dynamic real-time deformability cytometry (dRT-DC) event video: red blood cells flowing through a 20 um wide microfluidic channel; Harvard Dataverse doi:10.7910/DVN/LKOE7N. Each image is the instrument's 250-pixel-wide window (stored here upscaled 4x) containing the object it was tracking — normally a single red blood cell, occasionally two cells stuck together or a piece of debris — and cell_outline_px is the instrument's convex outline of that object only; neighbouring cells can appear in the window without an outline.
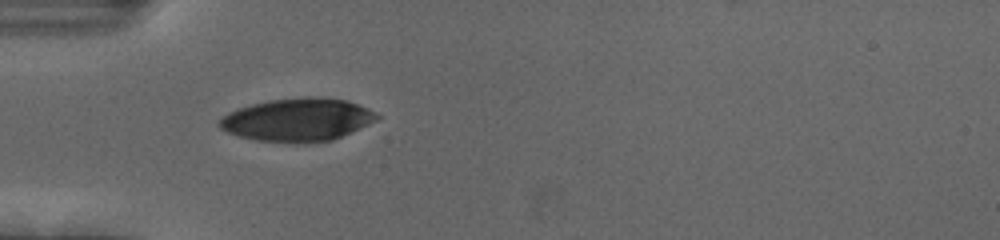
{"species": "human", "species_latin": "Homo sapiens", "temperature_condition": "cold", "stored_images_in_passage": 39, "camera_frame_rate_fps": 3000, "um_per_image_px": 0.085, "donor": {"sex": "female"}, "frame": {"image": 1, "passage_image": 1, "time_ms": 0.0, "image_size_px": [1000, 240], "cell_outline_px": [[380, 116], [376, 120], [368, 124], [332, 140], [296, 144], [292, 144], [256, 140], [240, 136], [228, 132], [220, 128], [216, 124], [228, 112], [252, 104], [272, 100], [308, 96], [316, 96], [348, 100]], "centroid_in_image_um": [25.26, 10.19], "position_along_channel_um": 59.7, "area_um2": 39.19}}
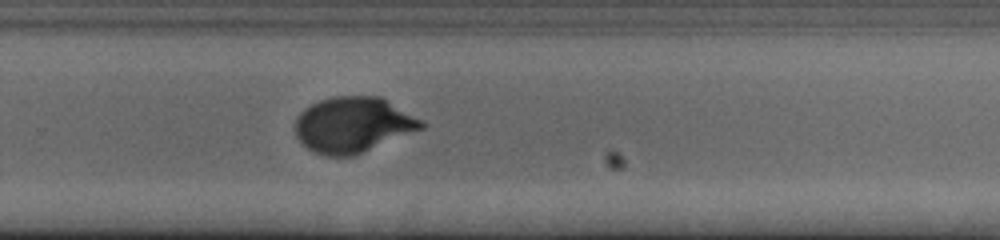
{"frame": {"image": 2, "passage_image": 21, "time_ms": 6.667, "image_size_px": [1000, 240], "cell_outline_px": [[428, 124], [424, 128], [352, 156], [324, 156], [308, 148], [296, 136], [296, 120], [300, 112], [304, 108], [320, 100], [336, 96], [380, 96], [424, 120]], "centroid_in_image_um": [30.04, 10.59], "position_along_channel_um": 299.8, "area_um2": 40.69}}
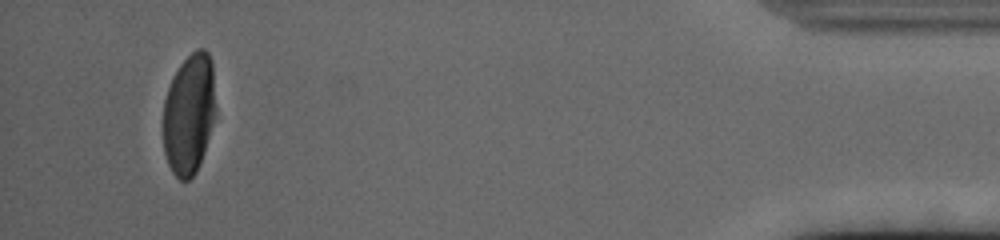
{"frame": {"image": 3, "passage_image": 36, "time_ms": 11.667, "image_size_px": [1000, 240], "cell_outline_px": [[216, 112], [204, 152], [200, 164], [196, 172], [188, 180], [180, 180], [172, 172], [168, 164], [164, 152], [164, 100], [168, 88], [180, 64], [196, 48], [204, 48], [208, 52], [212, 60], [216, 108]], "centroid_in_image_um": [16.09, 9.67], "position_along_channel_um": 419.1, "area_um2": 36.99}, "authors_computed_cell_mechanics": {"area_um2": 40.5756, "velocity_mm_per_s": 3.6938, "shape_relaxation_time_tau1_ms": 3.239, "shape_relaxation_time_tau2_ms": null, "deformation_change_tau1": 0.164, "deformation_change_tau2": null}}